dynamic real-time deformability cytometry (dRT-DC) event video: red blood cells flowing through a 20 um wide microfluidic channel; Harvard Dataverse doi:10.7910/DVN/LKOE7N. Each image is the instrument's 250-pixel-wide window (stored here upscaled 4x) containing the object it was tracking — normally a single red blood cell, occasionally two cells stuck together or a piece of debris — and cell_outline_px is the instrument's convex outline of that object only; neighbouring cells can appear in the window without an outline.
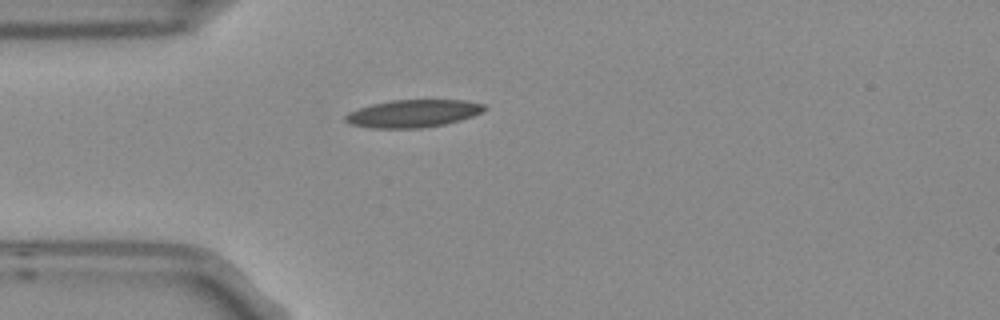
{"species": "Egyptian fruit bat (a non-hibernating species)", "species_latin": "Rousettus aegyptiacus", "temperature_condition": "room temperature", "stored_images_in_passage": 1, "camera_frame_rate_fps": 3000, "um_per_image_px": 0.085, "frame": {"image": 1, "passage_image": 1, "time_ms": 0.0, "image_size_px": [1000, 320], "cell_outline_px": [[488, 108], [484, 112], [460, 120], [444, 124], [420, 128], [372, 128], [352, 124], [344, 120], [344, 116], [348, 112], [356, 108], [372, 104], [392, 100], [464, 100], [484, 104]], "centroid_in_image_um": [35.11, 9.64], "position_along_channel_um": 49.9, "area_um2": 22.43}}